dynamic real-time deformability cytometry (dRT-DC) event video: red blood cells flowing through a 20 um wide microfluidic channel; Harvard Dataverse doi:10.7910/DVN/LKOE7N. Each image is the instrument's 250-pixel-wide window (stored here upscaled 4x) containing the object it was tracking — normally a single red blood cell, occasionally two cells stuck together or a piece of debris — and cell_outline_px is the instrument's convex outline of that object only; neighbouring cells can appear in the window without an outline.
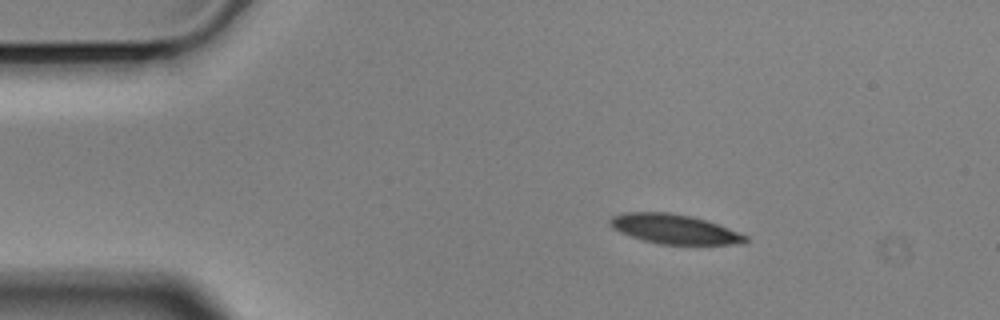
{"species": "Egyptian fruit bat (a non-hibernating species)", "species_latin": "Rousettus aegyptiacus", "temperature_condition": "cold", "stored_images_in_passage": 49, "camera_frame_rate_fps": 3000, "um_per_image_px": 0.085, "animal": {"sex": "male"}, "frame": {"image": 1, "passage_image": 1, "time_ms": 0.0, "image_size_px": [1000, 320], "cell_outline_px": [[748, 240], [732, 244], [660, 244], [644, 240], [620, 232], [612, 228], [608, 224], [608, 220], [612, 216], [624, 212], [668, 212], [692, 216], [708, 220], [748, 236]], "centroid_in_image_um": [57.27, 19.45], "position_along_channel_um": 27.7, "area_um2": 23.18}}
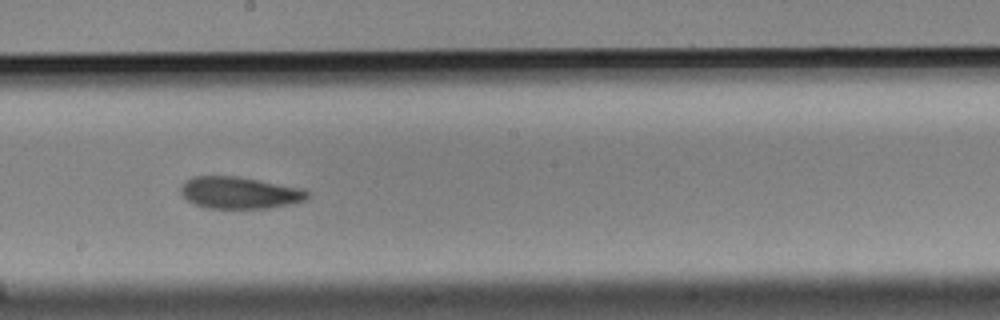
{"frame": {"image": 2, "passage_image": 23, "time_ms": 7.333, "image_size_px": [1000, 320], "cell_outline_px": [[308, 200], [268, 208], [204, 208], [188, 200], [180, 192], [180, 184], [184, 180], [192, 176], [240, 176], [304, 188], [308, 192]], "centroid_in_image_um": [20.35, 16.36], "position_along_channel_um": 227.8, "area_um2": 23.81}}
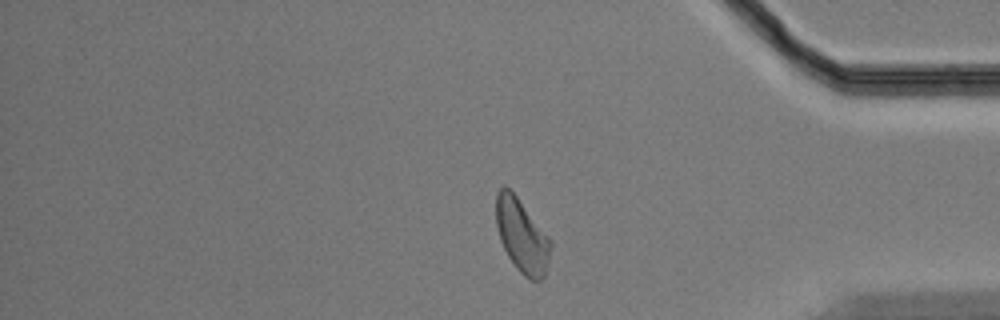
{"frame": {"image": 3, "passage_image": 39, "time_ms": 12.667, "image_size_px": [1000, 320], "cell_outline_px": [[552, 244], [544, 276], [540, 280], [532, 280], [524, 276], [516, 268], [508, 256], [500, 240], [496, 224], [496, 192], [500, 188], [508, 188], [516, 196], [552, 240]], "centroid_in_image_um": [44.36, 20.05], "position_along_channel_um": 390.8, "area_um2": 23.06}, "authors_computed_cell_mechanics": {"area_um2": 23.6402, "velocity_mm_per_s": 3.4924, "shape_relaxation_time_tau1_ms": 5.6814, "shape_relaxation_time_tau2_ms": 5.1867, "deformation_change_tau1": 0.1351, "deformation_change_tau2": 0.1233}}